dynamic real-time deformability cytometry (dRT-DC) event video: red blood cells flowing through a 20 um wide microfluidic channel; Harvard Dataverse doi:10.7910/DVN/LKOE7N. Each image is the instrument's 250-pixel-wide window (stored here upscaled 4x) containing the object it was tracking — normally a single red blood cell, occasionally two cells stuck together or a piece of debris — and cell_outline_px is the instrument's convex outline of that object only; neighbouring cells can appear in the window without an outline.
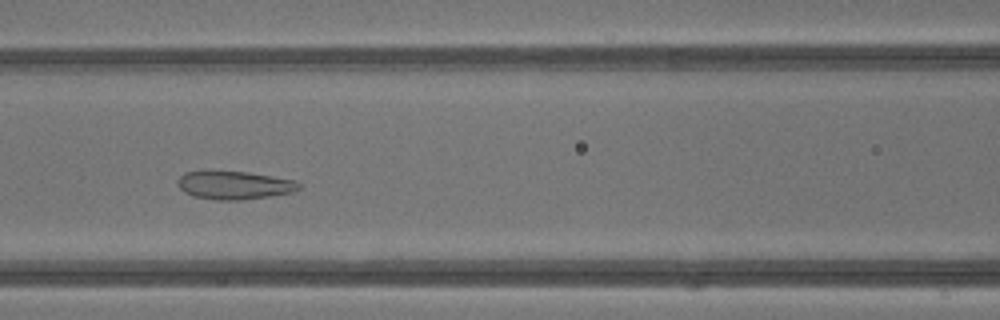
{"species": "common noctule bat (a hibernating species)", "species_latin": "Nyctalus noctula", "temperature_condition": "warm", "stored_images_in_passage": 41, "camera_frame_rate_fps": 3000, "um_per_image_px": 0.085, "animal": {"sex": "male", "body_mass_g": 13.3}, "frame": {"image": 1, "passage_image": 18, "time_ms": 5.667, "image_size_px": [1000, 320], "cell_outline_px": [[300, 188], [292, 192], [268, 196], [240, 200], [216, 200], [192, 196], [184, 192], [176, 184], [176, 180], [184, 172], [204, 168], [208, 168], [248, 172], [296, 180], [300, 184]], "centroid_in_image_um": [19.81, 15.69], "position_along_channel_um": 146.8, "area_um2": 20.75}}
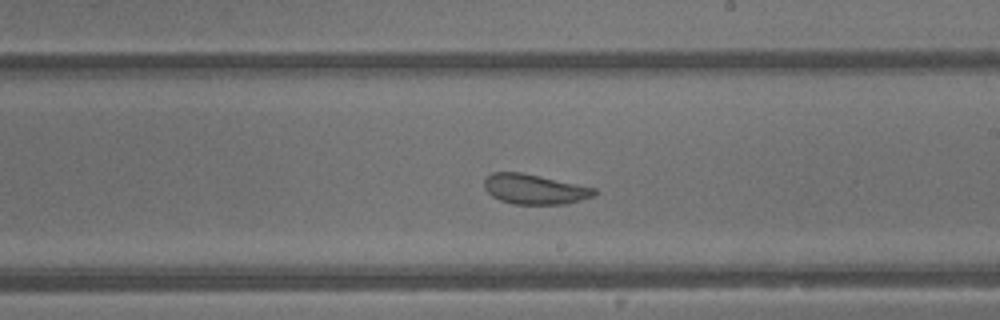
{"frame": {"image": 2, "passage_image": 24, "time_ms": 7.667, "image_size_px": [1000, 320], "cell_outline_px": [[596, 196], [564, 204], [512, 204], [500, 200], [492, 196], [484, 188], [484, 180], [492, 172], [520, 172], [540, 176], [596, 188]], "centroid_in_image_um": [45.43, 16.08], "position_along_channel_um": 243.6, "area_um2": 19.19}}
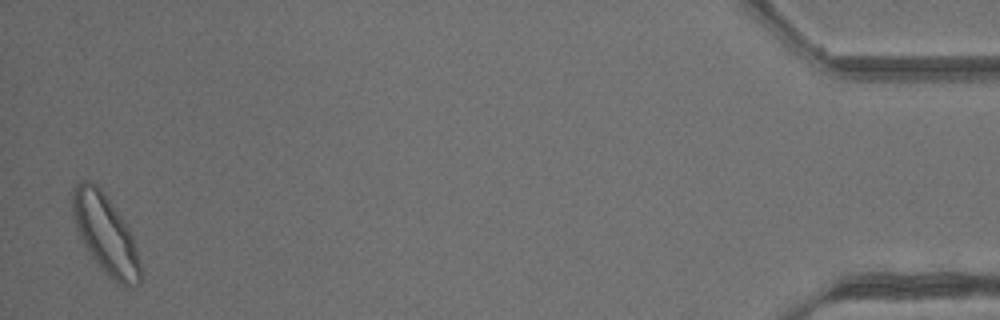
{"frame": {"image": 3, "passage_image": 41, "time_ms": 13.333, "image_size_px": [1000, 320], "cell_outline_px": [[144, 272], [140, 284], [136, 288], [132, 288], [120, 284], [108, 276], [100, 268], [80, 240], [72, 216], [72, 192], [76, 184], [80, 180], [88, 180], [96, 184], [108, 196], [124, 220], [132, 236]], "centroid_in_image_um": [8.99, 19.93], "position_along_channel_um": 426.2, "area_um2": 31.96}, "authors_computed_cell_mechanics": {"area_um2": 23.6402, "velocity_mm_per_s": 4.8606, "shape_relaxation_time_tau1_ms": 9.0852, "shape_relaxation_time_tau2_ms": 0.7981, "deformation_change_tau1": 0.1619, "deformation_change_tau2": 0.0679}}